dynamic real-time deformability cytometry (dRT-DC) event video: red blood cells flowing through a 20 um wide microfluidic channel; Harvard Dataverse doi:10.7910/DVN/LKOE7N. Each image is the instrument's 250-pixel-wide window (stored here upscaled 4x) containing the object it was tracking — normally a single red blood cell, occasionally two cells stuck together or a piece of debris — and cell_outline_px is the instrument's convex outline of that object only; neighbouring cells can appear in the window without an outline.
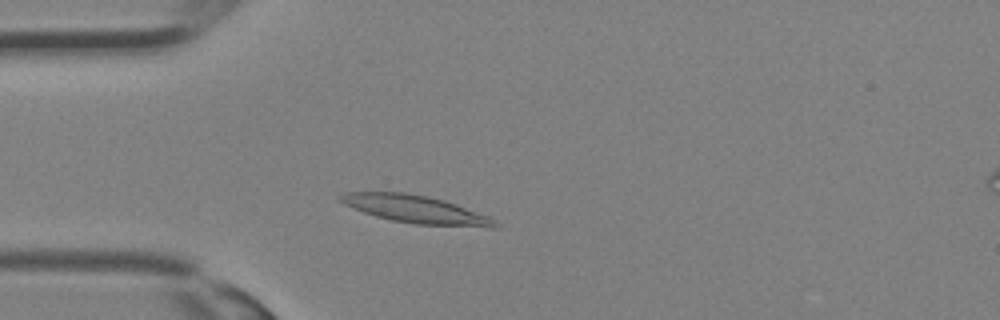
{"species": "Egyptian fruit bat (a non-hibernating species)", "species_latin": "Rousettus aegyptiacus", "temperature_condition": "room temperature", "stored_images_in_passage": 25, "camera_frame_rate_fps": 3000, "um_per_image_px": 0.085, "animal": {"sex": "female"}, "frame": {"image": 1, "passage_image": 1, "time_ms": 0.0, "image_size_px": [1000, 320], "cell_outline_px": [[500, 228], [492, 228], [416, 224], [392, 220], [376, 216], [352, 208], [344, 204], [336, 196], [344, 192], [404, 192], [428, 196], [444, 200], [456, 204], [488, 216], [500, 224]], "centroid_in_image_um": [35.36, 17.79], "position_along_channel_um": 49.6, "area_um2": 25.09}}
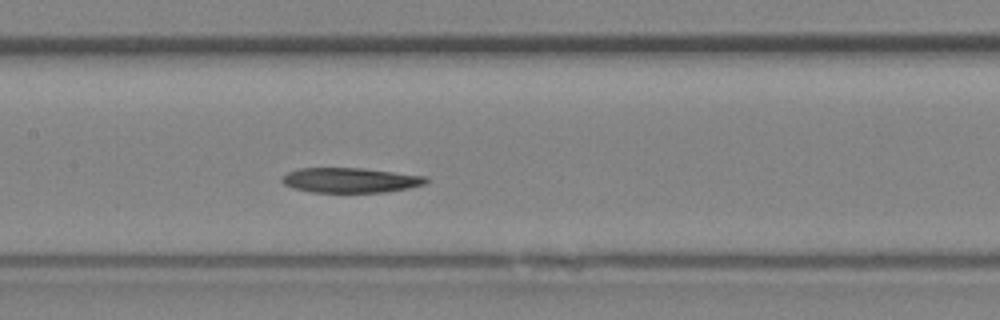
{"frame": {"image": 2, "passage_image": 8, "time_ms": 2.333, "image_size_px": [1000, 320], "cell_outline_px": [[428, 180], [424, 184], [408, 188], [388, 192], [312, 192], [292, 188], [284, 184], [280, 180], [280, 176], [288, 172], [300, 168], [360, 168], [428, 176]], "centroid_in_image_um": [29.75, 15.32], "position_along_channel_um": 177.7, "area_um2": 20.98}}
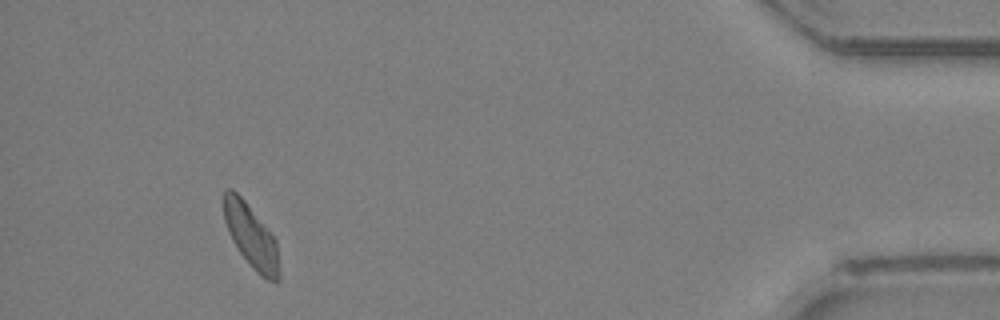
{"frame": {"image": 3, "passage_image": 23, "time_ms": 7.333, "image_size_px": [1000, 320], "cell_outline_px": [[280, 280], [268, 280], [260, 276], [252, 268], [240, 252], [232, 240], [228, 232], [224, 220], [224, 188], [232, 188], [244, 200], [276, 240], [280, 272]], "centroid_in_image_um": [21.34, 20.09], "position_along_channel_um": 413.9, "area_um2": 20.23}}